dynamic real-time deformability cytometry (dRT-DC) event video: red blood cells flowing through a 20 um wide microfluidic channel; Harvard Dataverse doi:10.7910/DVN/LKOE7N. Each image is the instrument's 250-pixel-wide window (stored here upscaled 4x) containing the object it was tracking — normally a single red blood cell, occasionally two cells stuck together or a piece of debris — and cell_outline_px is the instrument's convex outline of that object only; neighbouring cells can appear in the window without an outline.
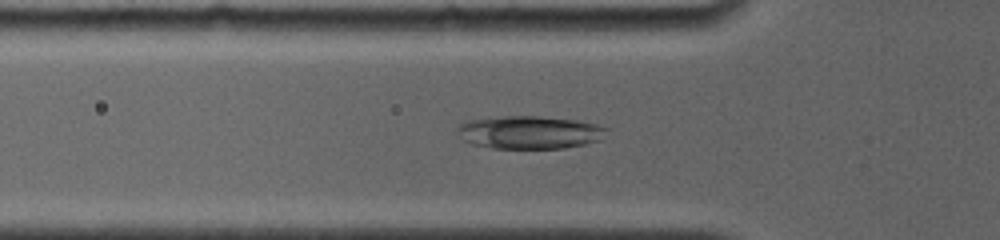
{"species": "common noctule bat (a hibernating species)", "species_latin": "Nyctalus noctula", "temperature_condition": "room temperature", "stored_images_in_passage": 46, "camera_frame_rate_fps": 4000, "um_per_image_px": 0.085, "animal": {"sex": "female", "body_mass_g": 19.0, "forearm_length_mm": 56.7}, "frame": {"image": 1, "passage_image": 22, "time_ms": 5.0, "image_size_px": [1000, 240], "cell_outline_px": [[608, 128], [600, 140], [584, 144], [564, 148], [492, 148], [472, 144], [464, 140], [456, 132], [456, 128], [464, 120], [504, 116], [540, 116], [576, 120], [596, 124]], "centroid_in_image_um": [44.96, 11.24], "position_along_channel_um": 80.8, "area_um2": 28.73}}
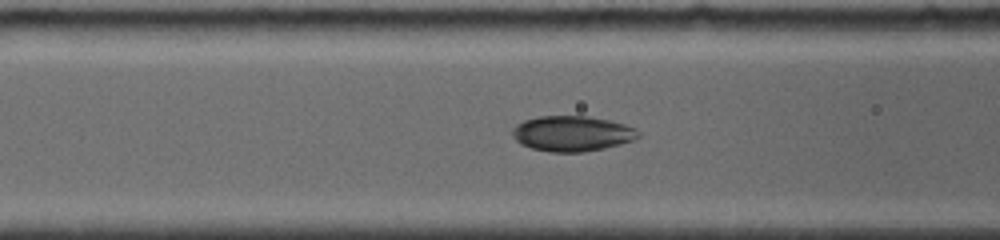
{"frame": {"image": 2, "passage_image": 26, "time_ms": 6.0, "image_size_px": [1000, 240], "cell_outline_px": [[640, 136], [632, 140], [620, 144], [604, 148], [584, 152], [552, 152], [532, 148], [520, 144], [512, 136], [512, 128], [516, 124], [524, 120], [540, 116], [588, 116], [608, 120], [624, 124], [636, 128], [640, 132]], "centroid_in_image_um": [48.62, 11.35], "position_along_channel_um": 118.0, "area_um2": 26.01}}
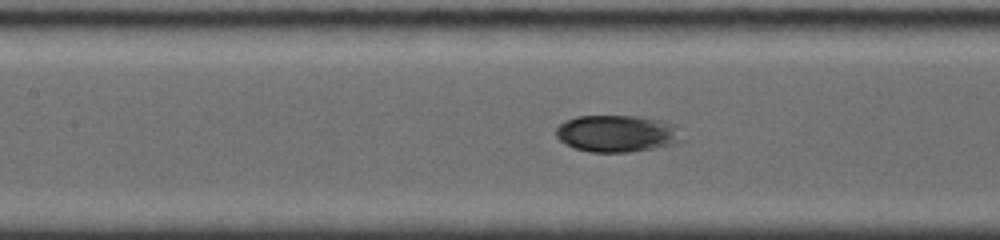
{"frame": {"image": 3, "passage_image": 30, "time_ms": 7.0, "image_size_px": [1000, 240], "cell_outline_px": [[680, 140], [672, 144], [632, 152], [588, 152], [572, 148], [564, 144], [556, 136], [556, 128], [564, 120], [576, 116], [640, 116], [660, 120], [672, 124]], "centroid_in_image_um": [52.32, 11.35], "position_along_channel_um": 155.1, "area_um2": 26.88}}